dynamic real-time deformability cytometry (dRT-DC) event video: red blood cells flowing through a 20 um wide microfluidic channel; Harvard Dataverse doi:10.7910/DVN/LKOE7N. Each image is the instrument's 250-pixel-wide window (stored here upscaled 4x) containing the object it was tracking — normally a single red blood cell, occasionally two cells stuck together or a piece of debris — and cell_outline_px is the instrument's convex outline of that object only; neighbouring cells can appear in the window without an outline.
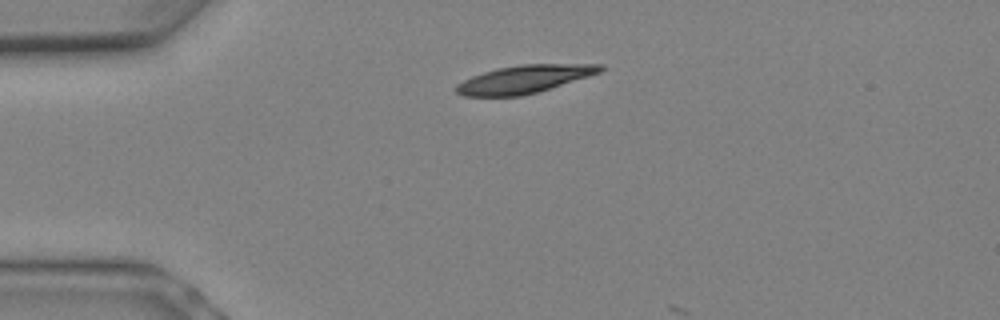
{"species": "Egyptian fruit bat (a non-hibernating species)", "species_latin": "Rousettus aegyptiacus", "temperature_condition": "warm", "stored_images_in_passage": 2, "camera_frame_rate_fps": 3000, "um_per_image_px": 0.085, "animal": {"sex": "female"}, "frame": {"image": 1, "passage_image": 1, "time_ms": 0.0, "image_size_px": [1000, 320], "cell_outline_px": [[604, 68], [600, 72], [588, 76], [536, 92], [520, 96], [464, 96], [456, 92], [452, 88], [456, 84], [472, 76], [496, 68], [520, 64], [604, 64]], "centroid_in_image_um": [44.51, 6.72], "position_along_channel_um": 40.5, "area_um2": 23.24}}